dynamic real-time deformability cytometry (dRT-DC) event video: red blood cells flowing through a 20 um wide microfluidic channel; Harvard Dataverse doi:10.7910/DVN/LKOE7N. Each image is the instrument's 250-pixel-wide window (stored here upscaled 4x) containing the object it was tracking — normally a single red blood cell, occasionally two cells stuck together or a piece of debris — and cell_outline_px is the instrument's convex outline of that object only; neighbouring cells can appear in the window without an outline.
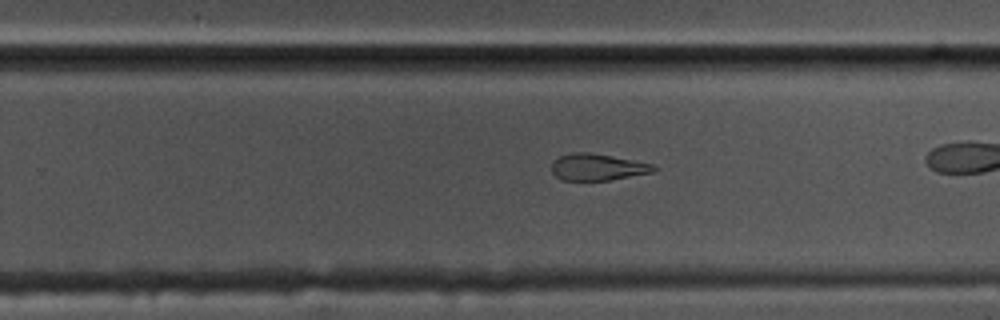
{"species": "common noctule bat (a hibernating species)", "species_latin": "Nyctalus noctula", "temperature_condition": "cold", "stored_images_in_passage": 31, "camera_frame_rate_fps": 3000, "um_per_image_px": 0.085, "animal": {"sex": "male", "body_mass_g": 17.5, "forearm_length_mm": 52.3}, "frame": {"image": 1, "passage_image": 22, "time_ms": 7.0, "image_size_px": [1000, 320], "cell_outline_px": [[660, 168], [656, 172], [608, 180], [560, 180], [552, 172], [552, 160], [560, 156], [572, 152], [592, 152], [652, 164]], "centroid_in_image_um": [50.8, 14.2], "position_along_channel_um": 279.0, "area_um2": 16.01}}